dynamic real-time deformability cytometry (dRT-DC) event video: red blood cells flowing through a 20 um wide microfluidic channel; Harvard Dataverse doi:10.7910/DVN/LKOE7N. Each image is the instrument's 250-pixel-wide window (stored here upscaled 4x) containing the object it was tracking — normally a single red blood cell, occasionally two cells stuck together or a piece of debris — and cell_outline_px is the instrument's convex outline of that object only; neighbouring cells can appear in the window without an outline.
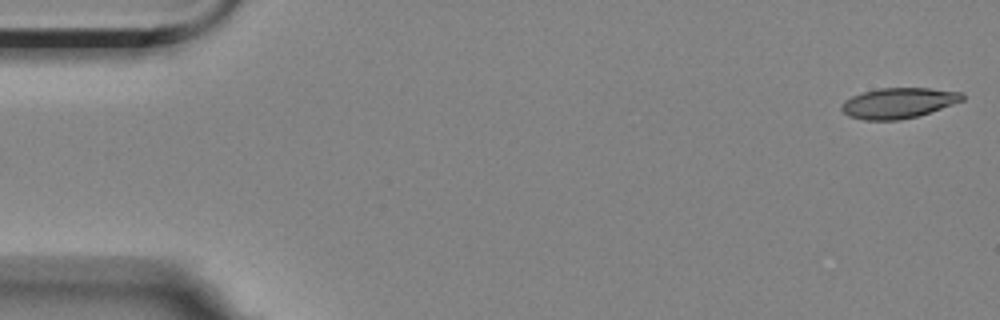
{"species": "Egyptian fruit bat (a non-hibernating species)", "species_latin": "Rousettus aegyptiacus", "temperature_condition": "room temperature", "stored_images_in_passage": 5, "camera_frame_rate_fps": 3000, "um_per_image_px": 0.085, "animal": {"sex": "female"}, "frame": {"image": 1, "passage_image": 1, "time_ms": 0.0, "image_size_px": [1000, 320], "cell_outline_px": [[964, 100], [916, 116], [900, 120], [864, 120], [848, 116], [840, 108], [840, 104], [844, 100], [852, 96], [864, 92], [880, 88], [928, 88], [964, 92]], "centroid_in_image_um": [76.34, 8.75], "position_along_channel_um": 8.7, "area_um2": 21.33}}
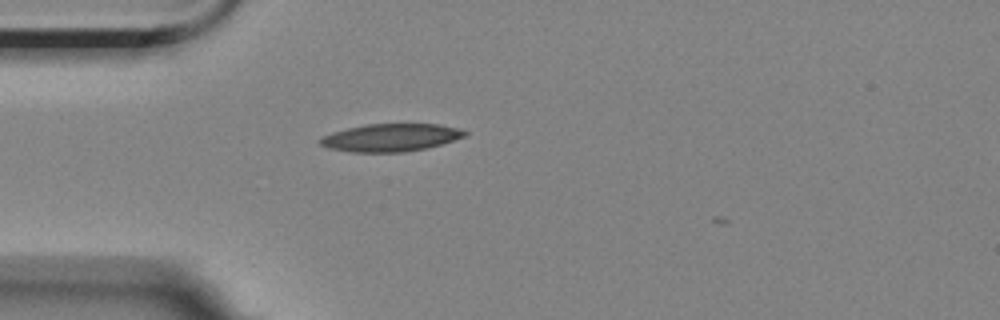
{"frame": {"image": 2, "passage_image": 5, "time_ms": 4.667, "image_size_px": [1000, 320], "cell_outline_px": [[468, 132], [464, 136], [428, 148], [404, 152], [352, 152], [328, 148], [320, 144], [316, 140], [332, 132], [348, 128], [368, 124], [440, 124], [460, 128]], "centroid_in_image_um": [33.2, 11.69], "position_along_channel_um": 51.8, "area_um2": 23.29}}